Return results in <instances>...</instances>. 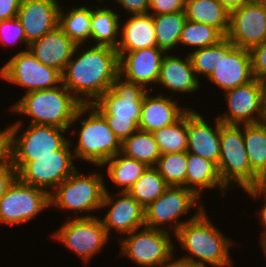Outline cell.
I'll list each match as a JSON object with an SVG mask.
<instances>
[{
	"instance_id": "obj_45",
	"label": "cell",
	"mask_w": 266,
	"mask_h": 267,
	"mask_svg": "<svg viewBox=\"0 0 266 267\" xmlns=\"http://www.w3.org/2000/svg\"><path fill=\"white\" fill-rule=\"evenodd\" d=\"M22 0H0V21L17 17Z\"/></svg>"
},
{
	"instance_id": "obj_37",
	"label": "cell",
	"mask_w": 266,
	"mask_h": 267,
	"mask_svg": "<svg viewBox=\"0 0 266 267\" xmlns=\"http://www.w3.org/2000/svg\"><path fill=\"white\" fill-rule=\"evenodd\" d=\"M154 167L169 186L186 188L187 152L161 154Z\"/></svg>"
},
{
	"instance_id": "obj_24",
	"label": "cell",
	"mask_w": 266,
	"mask_h": 267,
	"mask_svg": "<svg viewBox=\"0 0 266 267\" xmlns=\"http://www.w3.org/2000/svg\"><path fill=\"white\" fill-rule=\"evenodd\" d=\"M200 80L195 75L189 55L181 58L177 55L166 53L163 57L158 84L167 91L193 93L200 88Z\"/></svg>"
},
{
	"instance_id": "obj_38",
	"label": "cell",
	"mask_w": 266,
	"mask_h": 267,
	"mask_svg": "<svg viewBox=\"0 0 266 267\" xmlns=\"http://www.w3.org/2000/svg\"><path fill=\"white\" fill-rule=\"evenodd\" d=\"M189 57L199 80V75L204 74L205 78L209 77L213 72L217 63V44L209 47H204L198 50L189 52Z\"/></svg>"
},
{
	"instance_id": "obj_19",
	"label": "cell",
	"mask_w": 266,
	"mask_h": 267,
	"mask_svg": "<svg viewBox=\"0 0 266 267\" xmlns=\"http://www.w3.org/2000/svg\"><path fill=\"white\" fill-rule=\"evenodd\" d=\"M164 54L166 52L158 47L118 52L119 75L152 91V86L148 88V85L157 84Z\"/></svg>"
},
{
	"instance_id": "obj_28",
	"label": "cell",
	"mask_w": 266,
	"mask_h": 267,
	"mask_svg": "<svg viewBox=\"0 0 266 267\" xmlns=\"http://www.w3.org/2000/svg\"><path fill=\"white\" fill-rule=\"evenodd\" d=\"M120 16L114 10L107 8L96 9L91 12V37L93 46H107L117 49L119 44Z\"/></svg>"
},
{
	"instance_id": "obj_33",
	"label": "cell",
	"mask_w": 266,
	"mask_h": 267,
	"mask_svg": "<svg viewBox=\"0 0 266 267\" xmlns=\"http://www.w3.org/2000/svg\"><path fill=\"white\" fill-rule=\"evenodd\" d=\"M243 140L249 164L259 176L266 169V123L243 125Z\"/></svg>"
},
{
	"instance_id": "obj_18",
	"label": "cell",
	"mask_w": 266,
	"mask_h": 267,
	"mask_svg": "<svg viewBox=\"0 0 266 267\" xmlns=\"http://www.w3.org/2000/svg\"><path fill=\"white\" fill-rule=\"evenodd\" d=\"M105 184V193L101 208L108 207L100 220L108 236L112 229L120 235L129 234L145 226V212L141 204L128 192H117L119 197L111 196ZM114 197V198H113ZM116 199V200H115ZM112 228V229H111Z\"/></svg>"
},
{
	"instance_id": "obj_8",
	"label": "cell",
	"mask_w": 266,
	"mask_h": 267,
	"mask_svg": "<svg viewBox=\"0 0 266 267\" xmlns=\"http://www.w3.org/2000/svg\"><path fill=\"white\" fill-rule=\"evenodd\" d=\"M86 112L88 117H83L80 122L77 145L72 150L75 159L79 158L100 169L108 159L121 152L122 143L92 105H86Z\"/></svg>"
},
{
	"instance_id": "obj_12",
	"label": "cell",
	"mask_w": 266,
	"mask_h": 267,
	"mask_svg": "<svg viewBox=\"0 0 266 267\" xmlns=\"http://www.w3.org/2000/svg\"><path fill=\"white\" fill-rule=\"evenodd\" d=\"M55 240L62 243L87 263L102 247L107 244L108 236L99 217L67 218L62 226L52 234Z\"/></svg>"
},
{
	"instance_id": "obj_32",
	"label": "cell",
	"mask_w": 266,
	"mask_h": 267,
	"mask_svg": "<svg viewBox=\"0 0 266 267\" xmlns=\"http://www.w3.org/2000/svg\"><path fill=\"white\" fill-rule=\"evenodd\" d=\"M121 153L144 162L147 166H155L161 155L153 134L141 130H137L122 143Z\"/></svg>"
},
{
	"instance_id": "obj_15",
	"label": "cell",
	"mask_w": 266,
	"mask_h": 267,
	"mask_svg": "<svg viewBox=\"0 0 266 267\" xmlns=\"http://www.w3.org/2000/svg\"><path fill=\"white\" fill-rule=\"evenodd\" d=\"M208 79L224 92L252 81L250 51L236 47L225 37L217 44V63Z\"/></svg>"
},
{
	"instance_id": "obj_9",
	"label": "cell",
	"mask_w": 266,
	"mask_h": 267,
	"mask_svg": "<svg viewBox=\"0 0 266 267\" xmlns=\"http://www.w3.org/2000/svg\"><path fill=\"white\" fill-rule=\"evenodd\" d=\"M198 200L199 197L184 186H169L159 198L144 209L145 226L168 232L172 229L171 235H173L186 222L195 219L205 209ZM196 206V212L188 220H179L180 216L187 214L192 207ZM165 223L169 224L170 228H167Z\"/></svg>"
},
{
	"instance_id": "obj_49",
	"label": "cell",
	"mask_w": 266,
	"mask_h": 267,
	"mask_svg": "<svg viewBox=\"0 0 266 267\" xmlns=\"http://www.w3.org/2000/svg\"><path fill=\"white\" fill-rule=\"evenodd\" d=\"M229 12L251 3V0H217Z\"/></svg>"
},
{
	"instance_id": "obj_11",
	"label": "cell",
	"mask_w": 266,
	"mask_h": 267,
	"mask_svg": "<svg viewBox=\"0 0 266 267\" xmlns=\"http://www.w3.org/2000/svg\"><path fill=\"white\" fill-rule=\"evenodd\" d=\"M0 79L25 88V92L45 90L62 83L55 68L42 64L29 49L19 50L0 68Z\"/></svg>"
},
{
	"instance_id": "obj_14",
	"label": "cell",
	"mask_w": 266,
	"mask_h": 267,
	"mask_svg": "<svg viewBox=\"0 0 266 267\" xmlns=\"http://www.w3.org/2000/svg\"><path fill=\"white\" fill-rule=\"evenodd\" d=\"M23 123V124H22ZM21 134L23 128L22 120L9 125L11 156H45L53 155L54 151L62 149L70 140L63 134L68 129L54 126H43L28 124ZM19 134V136H18Z\"/></svg>"
},
{
	"instance_id": "obj_43",
	"label": "cell",
	"mask_w": 266,
	"mask_h": 267,
	"mask_svg": "<svg viewBox=\"0 0 266 267\" xmlns=\"http://www.w3.org/2000/svg\"><path fill=\"white\" fill-rule=\"evenodd\" d=\"M120 6L131 15L147 14L150 0H115Z\"/></svg>"
},
{
	"instance_id": "obj_26",
	"label": "cell",
	"mask_w": 266,
	"mask_h": 267,
	"mask_svg": "<svg viewBox=\"0 0 266 267\" xmlns=\"http://www.w3.org/2000/svg\"><path fill=\"white\" fill-rule=\"evenodd\" d=\"M187 165L186 189L200 197L204 189L219 188L222 192L220 194L225 196L228 188L223 184L218 166L214 162L187 152Z\"/></svg>"
},
{
	"instance_id": "obj_30",
	"label": "cell",
	"mask_w": 266,
	"mask_h": 267,
	"mask_svg": "<svg viewBox=\"0 0 266 267\" xmlns=\"http://www.w3.org/2000/svg\"><path fill=\"white\" fill-rule=\"evenodd\" d=\"M91 12V7L73 6L65 13L60 6L58 26L76 45H84L90 40Z\"/></svg>"
},
{
	"instance_id": "obj_29",
	"label": "cell",
	"mask_w": 266,
	"mask_h": 267,
	"mask_svg": "<svg viewBox=\"0 0 266 267\" xmlns=\"http://www.w3.org/2000/svg\"><path fill=\"white\" fill-rule=\"evenodd\" d=\"M106 165V176L121 188L119 192H127L148 167L144 162L126 157L121 152L108 159L101 168H106Z\"/></svg>"
},
{
	"instance_id": "obj_4",
	"label": "cell",
	"mask_w": 266,
	"mask_h": 267,
	"mask_svg": "<svg viewBox=\"0 0 266 267\" xmlns=\"http://www.w3.org/2000/svg\"><path fill=\"white\" fill-rule=\"evenodd\" d=\"M144 86L118 75L96 102L91 105L105 118L111 131L121 143L139 130L143 98L148 92Z\"/></svg>"
},
{
	"instance_id": "obj_5",
	"label": "cell",
	"mask_w": 266,
	"mask_h": 267,
	"mask_svg": "<svg viewBox=\"0 0 266 267\" xmlns=\"http://www.w3.org/2000/svg\"><path fill=\"white\" fill-rule=\"evenodd\" d=\"M72 145L69 141L62 149L54 151L53 155L11 156V163L17 170V177L22 182L50 194L77 170L73 162L75 156L71 149Z\"/></svg>"
},
{
	"instance_id": "obj_34",
	"label": "cell",
	"mask_w": 266,
	"mask_h": 267,
	"mask_svg": "<svg viewBox=\"0 0 266 267\" xmlns=\"http://www.w3.org/2000/svg\"><path fill=\"white\" fill-rule=\"evenodd\" d=\"M169 187L154 166H148L141 177L127 191L145 209Z\"/></svg>"
},
{
	"instance_id": "obj_6",
	"label": "cell",
	"mask_w": 266,
	"mask_h": 267,
	"mask_svg": "<svg viewBox=\"0 0 266 267\" xmlns=\"http://www.w3.org/2000/svg\"><path fill=\"white\" fill-rule=\"evenodd\" d=\"M103 178V174L99 172L84 175L77 169L49 194L50 206L74 211L77 214L76 218L95 217L93 214L84 216L82 213H90L101 208L105 193ZM79 212L81 216L78 215Z\"/></svg>"
},
{
	"instance_id": "obj_40",
	"label": "cell",
	"mask_w": 266,
	"mask_h": 267,
	"mask_svg": "<svg viewBox=\"0 0 266 267\" xmlns=\"http://www.w3.org/2000/svg\"><path fill=\"white\" fill-rule=\"evenodd\" d=\"M252 74L257 80L266 81V40L250 50Z\"/></svg>"
},
{
	"instance_id": "obj_3",
	"label": "cell",
	"mask_w": 266,
	"mask_h": 267,
	"mask_svg": "<svg viewBox=\"0 0 266 267\" xmlns=\"http://www.w3.org/2000/svg\"><path fill=\"white\" fill-rule=\"evenodd\" d=\"M209 218L204 209L174 234L181 248L188 253L182 258L202 267H231L232 257L229 250L233 247V241L224 236Z\"/></svg>"
},
{
	"instance_id": "obj_31",
	"label": "cell",
	"mask_w": 266,
	"mask_h": 267,
	"mask_svg": "<svg viewBox=\"0 0 266 267\" xmlns=\"http://www.w3.org/2000/svg\"><path fill=\"white\" fill-rule=\"evenodd\" d=\"M152 16L157 47L169 53L179 46L181 31L187 21L185 11Z\"/></svg>"
},
{
	"instance_id": "obj_21",
	"label": "cell",
	"mask_w": 266,
	"mask_h": 267,
	"mask_svg": "<svg viewBox=\"0 0 266 267\" xmlns=\"http://www.w3.org/2000/svg\"><path fill=\"white\" fill-rule=\"evenodd\" d=\"M202 116L192 108L187 112V152L210 160L218 166L220 126L223 123L216 117L215 127H211Z\"/></svg>"
},
{
	"instance_id": "obj_13",
	"label": "cell",
	"mask_w": 266,
	"mask_h": 267,
	"mask_svg": "<svg viewBox=\"0 0 266 267\" xmlns=\"http://www.w3.org/2000/svg\"><path fill=\"white\" fill-rule=\"evenodd\" d=\"M47 207L49 194L17 177L0 200V223L11 226L28 223Z\"/></svg>"
},
{
	"instance_id": "obj_1",
	"label": "cell",
	"mask_w": 266,
	"mask_h": 267,
	"mask_svg": "<svg viewBox=\"0 0 266 267\" xmlns=\"http://www.w3.org/2000/svg\"><path fill=\"white\" fill-rule=\"evenodd\" d=\"M83 46L76 45L61 74L62 84L83 105H91L110 89L119 75V56L116 49L107 46H92L79 53Z\"/></svg>"
},
{
	"instance_id": "obj_50",
	"label": "cell",
	"mask_w": 266,
	"mask_h": 267,
	"mask_svg": "<svg viewBox=\"0 0 266 267\" xmlns=\"http://www.w3.org/2000/svg\"><path fill=\"white\" fill-rule=\"evenodd\" d=\"M263 122L266 123V81H264V109H263Z\"/></svg>"
},
{
	"instance_id": "obj_22",
	"label": "cell",
	"mask_w": 266,
	"mask_h": 267,
	"mask_svg": "<svg viewBox=\"0 0 266 267\" xmlns=\"http://www.w3.org/2000/svg\"><path fill=\"white\" fill-rule=\"evenodd\" d=\"M191 108L181 107L172 97L159 94L150 95L148 91L144 98L138 123L139 130L155 132L161 128L173 125L179 121Z\"/></svg>"
},
{
	"instance_id": "obj_16",
	"label": "cell",
	"mask_w": 266,
	"mask_h": 267,
	"mask_svg": "<svg viewBox=\"0 0 266 267\" xmlns=\"http://www.w3.org/2000/svg\"><path fill=\"white\" fill-rule=\"evenodd\" d=\"M224 94L228 110L217 116L223 124L249 125L263 122L264 81L254 78Z\"/></svg>"
},
{
	"instance_id": "obj_27",
	"label": "cell",
	"mask_w": 266,
	"mask_h": 267,
	"mask_svg": "<svg viewBox=\"0 0 266 267\" xmlns=\"http://www.w3.org/2000/svg\"><path fill=\"white\" fill-rule=\"evenodd\" d=\"M185 15L190 21L205 23L217 28L226 36L230 12L217 0H186Z\"/></svg>"
},
{
	"instance_id": "obj_7",
	"label": "cell",
	"mask_w": 266,
	"mask_h": 267,
	"mask_svg": "<svg viewBox=\"0 0 266 267\" xmlns=\"http://www.w3.org/2000/svg\"><path fill=\"white\" fill-rule=\"evenodd\" d=\"M218 171L228 190L232 186L234 188L239 186L247 193L256 184L258 175L249 164L242 125L222 124L220 126Z\"/></svg>"
},
{
	"instance_id": "obj_25",
	"label": "cell",
	"mask_w": 266,
	"mask_h": 267,
	"mask_svg": "<svg viewBox=\"0 0 266 267\" xmlns=\"http://www.w3.org/2000/svg\"><path fill=\"white\" fill-rule=\"evenodd\" d=\"M120 25L117 52L157 47L153 16L149 13L132 15Z\"/></svg>"
},
{
	"instance_id": "obj_2",
	"label": "cell",
	"mask_w": 266,
	"mask_h": 267,
	"mask_svg": "<svg viewBox=\"0 0 266 267\" xmlns=\"http://www.w3.org/2000/svg\"><path fill=\"white\" fill-rule=\"evenodd\" d=\"M10 109L18 115L28 116L31 119L29 124L69 130L86 113V105L62 83L51 89L25 93Z\"/></svg>"
},
{
	"instance_id": "obj_41",
	"label": "cell",
	"mask_w": 266,
	"mask_h": 267,
	"mask_svg": "<svg viewBox=\"0 0 266 267\" xmlns=\"http://www.w3.org/2000/svg\"><path fill=\"white\" fill-rule=\"evenodd\" d=\"M185 4L186 0H150L148 13L160 15L183 12L185 11Z\"/></svg>"
},
{
	"instance_id": "obj_47",
	"label": "cell",
	"mask_w": 266,
	"mask_h": 267,
	"mask_svg": "<svg viewBox=\"0 0 266 267\" xmlns=\"http://www.w3.org/2000/svg\"><path fill=\"white\" fill-rule=\"evenodd\" d=\"M250 195L251 198H254V200L256 198H260L264 196V199H262V201L264 202V205L262 206V208L260 209L261 211H259L258 216H260V220H261V224H263V231L261 233V237H260V241H263L266 239V194H248ZM263 195V196H261Z\"/></svg>"
},
{
	"instance_id": "obj_51",
	"label": "cell",
	"mask_w": 266,
	"mask_h": 267,
	"mask_svg": "<svg viewBox=\"0 0 266 267\" xmlns=\"http://www.w3.org/2000/svg\"><path fill=\"white\" fill-rule=\"evenodd\" d=\"M261 243V248L263 250L264 256L266 257V239L263 241H260Z\"/></svg>"
},
{
	"instance_id": "obj_23",
	"label": "cell",
	"mask_w": 266,
	"mask_h": 267,
	"mask_svg": "<svg viewBox=\"0 0 266 267\" xmlns=\"http://www.w3.org/2000/svg\"><path fill=\"white\" fill-rule=\"evenodd\" d=\"M76 44L57 26L29 45L31 53L44 65L61 74L72 58Z\"/></svg>"
},
{
	"instance_id": "obj_48",
	"label": "cell",
	"mask_w": 266,
	"mask_h": 267,
	"mask_svg": "<svg viewBox=\"0 0 266 267\" xmlns=\"http://www.w3.org/2000/svg\"><path fill=\"white\" fill-rule=\"evenodd\" d=\"M247 194H266V169L258 176L256 184Z\"/></svg>"
},
{
	"instance_id": "obj_36",
	"label": "cell",
	"mask_w": 266,
	"mask_h": 267,
	"mask_svg": "<svg viewBox=\"0 0 266 267\" xmlns=\"http://www.w3.org/2000/svg\"><path fill=\"white\" fill-rule=\"evenodd\" d=\"M161 154L187 152V113L173 125L152 133Z\"/></svg>"
},
{
	"instance_id": "obj_17",
	"label": "cell",
	"mask_w": 266,
	"mask_h": 267,
	"mask_svg": "<svg viewBox=\"0 0 266 267\" xmlns=\"http://www.w3.org/2000/svg\"><path fill=\"white\" fill-rule=\"evenodd\" d=\"M225 37L248 50L262 44L266 40V5L251 2L231 11Z\"/></svg>"
},
{
	"instance_id": "obj_52",
	"label": "cell",
	"mask_w": 266,
	"mask_h": 267,
	"mask_svg": "<svg viewBox=\"0 0 266 267\" xmlns=\"http://www.w3.org/2000/svg\"><path fill=\"white\" fill-rule=\"evenodd\" d=\"M253 3L266 5V0H251Z\"/></svg>"
},
{
	"instance_id": "obj_35",
	"label": "cell",
	"mask_w": 266,
	"mask_h": 267,
	"mask_svg": "<svg viewBox=\"0 0 266 267\" xmlns=\"http://www.w3.org/2000/svg\"><path fill=\"white\" fill-rule=\"evenodd\" d=\"M225 36L215 27L187 19L181 31L179 45L193 47L196 50L218 44ZM195 47V48H194Z\"/></svg>"
},
{
	"instance_id": "obj_42",
	"label": "cell",
	"mask_w": 266,
	"mask_h": 267,
	"mask_svg": "<svg viewBox=\"0 0 266 267\" xmlns=\"http://www.w3.org/2000/svg\"><path fill=\"white\" fill-rule=\"evenodd\" d=\"M16 178L17 170L11 161L5 167L0 168V200Z\"/></svg>"
},
{
	"instance_id": "obj_39",
	"label": "cell",
	"mask_w": 266,
	"mask_h": 267,
	"mask_svg": "<svg viewBox=\"0 0 266 267\" xmlns=\"http://www.w3.org/2000/svg\"><path fill=\"white\" fill-rule=\"evenodd\" d=\"M24 43L27 46L23 27L17 17L0 21V43L11 44Z\"/></svg>"
},
{
	"instance_id": "obj_44",
	"label": "cell",
	"mask_w": 266,
	"mask_h": 267,
	"mask_svg": "<svg viewBox=\"0 0 266 267\" xmlns=\"http://www.w3.org/2000/svg\"><path fill=\"white\" fill-rule=\"evenodd\" d=\"M11 161L10 133L7 127L0 131V168Z\"/></svg>"
},
{
	"instance_id": "obj_46",
	"label": "cell",
	"mask_w": 266,
	"mask_h": 267,
	"mask_svg": "<svg viewBox=\"0 0 266 267\" xmlns=\"http://www.w3.org/2000/svg\"><path fill=\"white\" fill-rule=\"evenodd\" d=\"M174 258L175 256L173 254L170 259L163 265V267H202L199 264H196L195 262L185 258Z\"/></svg>"
},
{
	"instance_id": "obj_20",
	"label": "cell",
	"mask_w": 266,
	"mask_h": 267,
	"mask_svg": "<svg viewBox=\"0 0 266 267\" xmlns=\"http://www.w3.org/2000/svg\"><path fill=\"white\" fill-rule=\"evenodd\" d=\"M57 0H22L17 14L29 45L54 30L59 23Z\"/></svg>"
},
{
	"instance_id": "obj_10",
	"label": "cell",
	"mask_w": 266,
	"mask_h": 267,
	"mask_svg": "<svg viewBox=\"0 0 266 267\" xmlns=\"http://www.w3.org/2000/svg\"><path fill=\"white\" fill-rule=\"evenodd\" d=\"M170 234L144 226L119 239L120 254L140 267H163L176 249Z\"/></svg>"
}]
</instances>
